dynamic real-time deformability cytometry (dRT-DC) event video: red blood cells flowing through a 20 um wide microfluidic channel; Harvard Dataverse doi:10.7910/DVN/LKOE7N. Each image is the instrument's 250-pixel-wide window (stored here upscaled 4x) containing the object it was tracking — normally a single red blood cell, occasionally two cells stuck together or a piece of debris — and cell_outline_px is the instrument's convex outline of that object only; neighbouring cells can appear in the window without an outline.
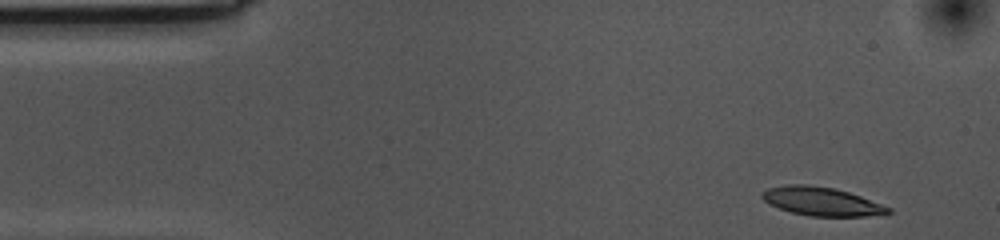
{"species": "common noctule bat (a hibernating species)", "species_latin": "Nyctalus noctula", "temperature_condition": "cold", "stored_images_in_passage": 41, "camera_frame_rate_fps": 3000, "um_per_image_px": 0.085, "animal": {"sex": "female", "body_mass_g": 10.0, "forearm_length_mm": 53.1}, "frame": {"image": 1, "passage_image": 1, "time_ms": 0.0, "image_size_px": [1000, 240], "cell_outline_px": [[892, 212], [864, 216], [808, 216], [792, 212], [780, 208], [764, 200], [760, 196], [760, 192], [768, 188], [788, 184], [808, 184], [836, 188], [860, 196], [892, 208]], "centroid_in_image_um": [69.81, 17.1], "position_along_channel_um": 15.2, "area_um2": 20.87}}
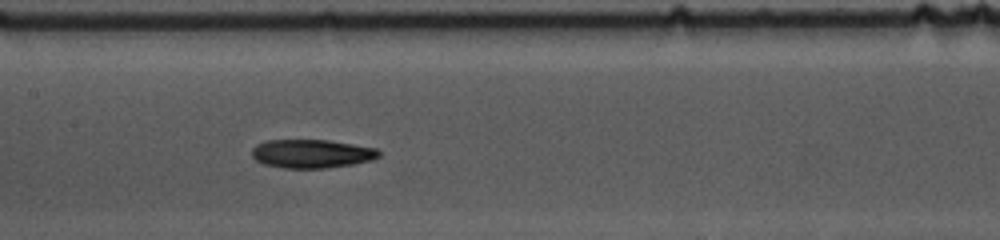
{"frame": {"image": 2, "passage_image": 22, "time_ms": 7.0, "image_size_px": [1000, 240], "cell_outline_px": [[380, 156], [372, 160], [356, 164], [328, 168], [284, 168], [264, 164], [256, 160], [252, 156], [252, 148], [256, 144], [268, 140], [328, 140], [376, 148], [380, 152]], "centroid_in_image_um": [26.5, 13.07], "position_along_channel_um": 180.9, "area_um2": 21.27}}
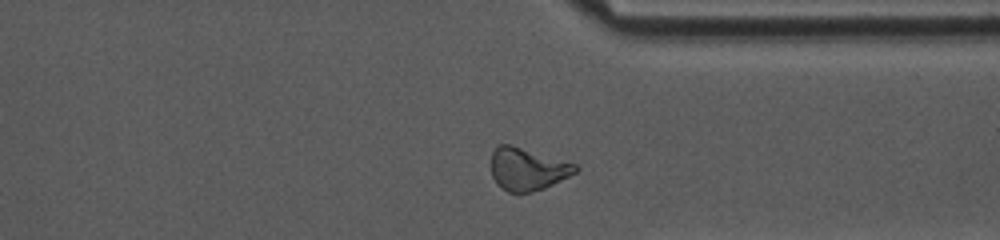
{"frame": {"image": 3, "passage_image": 38, "time_ms": 12.333, "image_size_px": [1000, 240], "cell_outline_px": [[580, 168], [576, 172], [544, 188], [532, 192], [508, 192], [500, 188], [496, 184], [492, 176], [492, 152], [496, 144], [512, 144], [576, 164]], "centroid_in_image_um": [44.8, 14.36], "position_along_channel_um": 366.6, "area_um2": 20.92}, "authors_computed_cell_mechanics": {"area_um2": 21.2704, "velocity_mm_per_s": 3.5272, "shape_relaxation_time_tau1_ms": null, "shape_relaxation_time_tau2_ms": 9.2489, "deformation_change_tau1": null, "deformation_change_tau2": 0.1934}}